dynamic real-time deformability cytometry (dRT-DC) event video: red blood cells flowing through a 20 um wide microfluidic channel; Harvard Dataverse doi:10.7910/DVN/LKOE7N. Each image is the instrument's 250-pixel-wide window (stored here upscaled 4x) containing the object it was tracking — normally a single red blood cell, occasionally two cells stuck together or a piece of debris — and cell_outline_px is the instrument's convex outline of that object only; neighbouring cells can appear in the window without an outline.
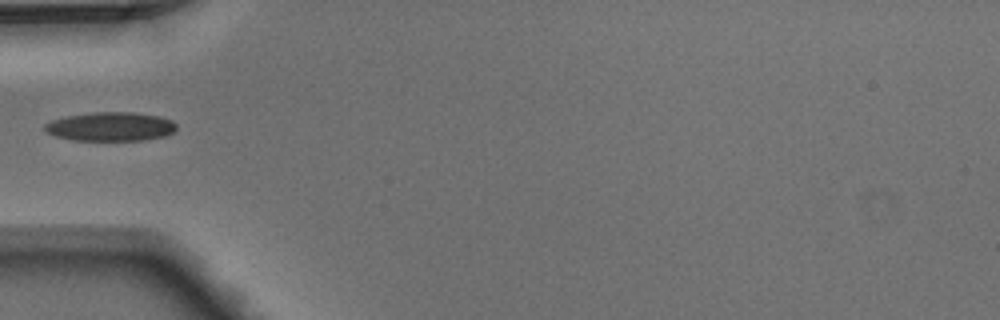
{"species": "Egyptian fruit bat (a non-hibernating species)", "species_latin": "Rousettus aegyptiacus", "temperature_condition": "warm", "stored_images_in_passage": 5, "camera_frame_rate_fps": 3000, "um_per_image_px": 0.085, "animal": {"sex": "male"}, "frame": {"image": 1, "passage_image": 5, "time_ms": 1.333, "image_size_px": [1000, 320], "cell_outline_px": [[176, 128], [172, 132], [164, 136], [144, 140], [72, 140], [56, 136], [44, 132], [44, 124], [52, 120], [68, 116], [92, 112], [132, 112], [160, 116], [172, 120], [176, 124]], "centroid_in_image_um": [9.38, 10.76], "position_along_channel_um": 75.6, "area_um2": 22.2}}